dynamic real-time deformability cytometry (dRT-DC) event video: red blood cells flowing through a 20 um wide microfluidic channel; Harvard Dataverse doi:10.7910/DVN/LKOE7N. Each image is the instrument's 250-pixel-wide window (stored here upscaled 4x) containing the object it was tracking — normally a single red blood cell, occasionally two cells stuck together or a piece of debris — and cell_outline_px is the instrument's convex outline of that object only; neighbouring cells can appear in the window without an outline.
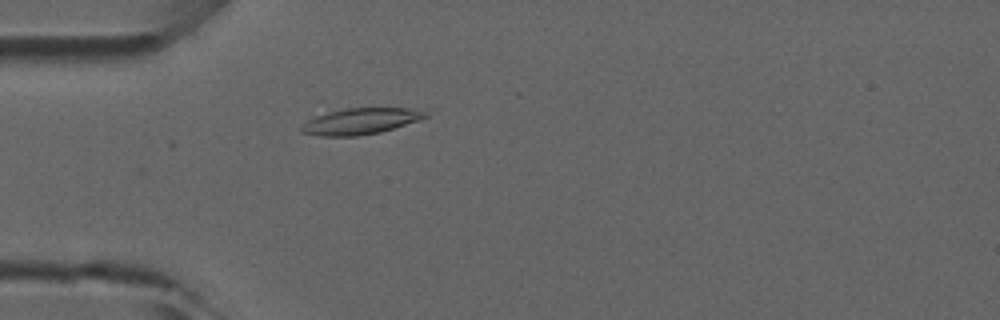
{"species": "common noctule bat (a hibernating species)", "species_latin": "Nyctalus noctula", "temperature_condition": "room temperature", "stored_images_in_passage": 16, "camera_frame_rate_fps": 3000, "um_per_image_px": 0.085, "animal": {"sex": "male", "forearm_length_mm": 52.5}, "frame": {"image": 1, "passage_image": 2, "time_ms": 0.333, "image_size_px": [1000, 320], "cell_outline_px": [[428, 116], [420, 120], [380, 132], [356, 136], [320, 136], [300, 132], [300, 128], [308, 120], [316, 116], [328, 112], [348, 108], [408, 108], [428, 112]], "centroid_in_image_um": [30.65, 10.31], "position_along_channel_um": 54.4, "area_um2": 18.73}}
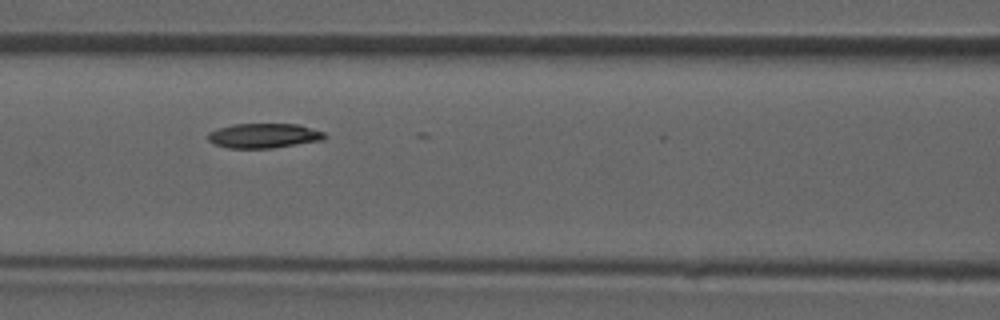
{"frame": {"image": 2, "passage_image": 9, "time_ms": 2.667, "image_size_px": [1000, 320], "cell_outline_px": [[328, 136], [324, 140], [272, 148], [228, 148], [216, 144], [208, 140], [208, 132], [216, 128], [232, 124], [296, 124], [324, 132]], "centroid_in_image_um": [22.42, 11.53], "position_along_channel_um": 144.2, "area_um2": 16.82}}
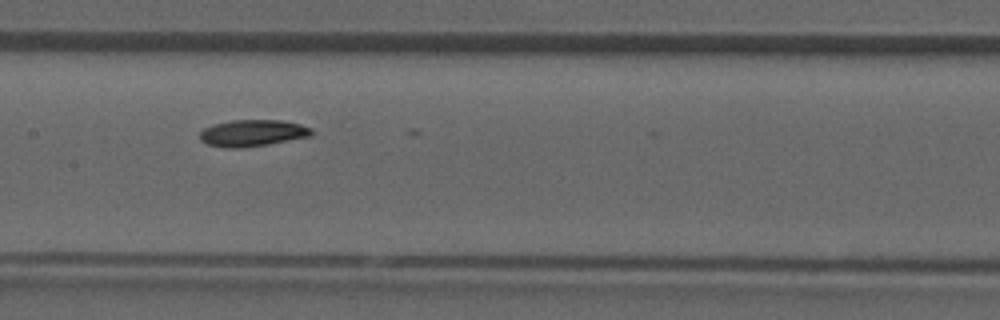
{"frame": {"image": 3, "passage_image": 12, "time_ms": 3.667, "image_size_px": [1000, 320], "cell_outline_px": [[312, 136], [268, 144], [240, 148], [224, 148], [208, 144], [200, 140], [200, 132], [204, 128], [212, 124], [232, 120], [280, 120], [300, 124], [312, 128]], "centroid_in_image_um": [21.45, 11.31], "position_along_channel_um": 185.9, "area_um2": 17.4}}